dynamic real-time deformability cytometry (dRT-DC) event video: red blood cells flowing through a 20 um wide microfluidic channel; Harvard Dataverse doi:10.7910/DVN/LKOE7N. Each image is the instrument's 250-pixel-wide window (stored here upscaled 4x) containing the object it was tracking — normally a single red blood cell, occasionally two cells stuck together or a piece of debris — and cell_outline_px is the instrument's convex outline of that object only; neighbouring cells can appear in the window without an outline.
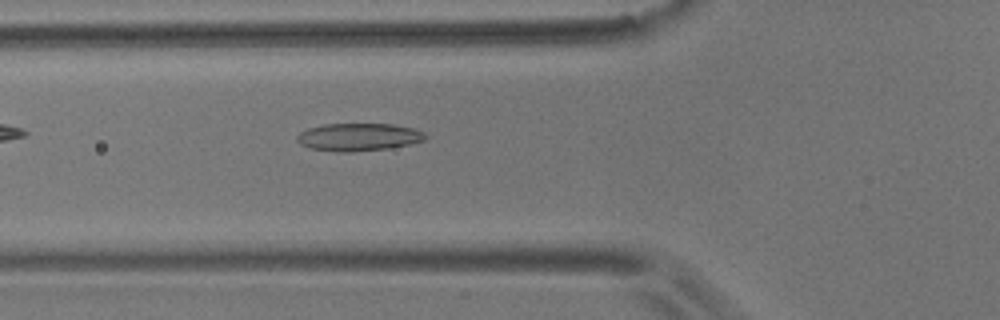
{"species": "common noctule bat (a hibernating species)", "species_latin": "Nyctalus noctula", "temperature_condition": "room temperature", "stored_images_in_passage": 39, "camera_frame_rate_fps": 3000, "um_per_image_px": 0.085, "animal": {"sex": "male", "body_mass_g": 17.9}, "frame": {"image": 1, "passage_image": 3, "time_ms": 0.667, "image_size_px": [1000, 320], "cell_outline_px": [[428, 136], [424, 140], [408, 144], [388, 148], [352, 152], [336, 152], [308, 148], [300, 144], [296, 140], [296, 136], [300, 132], [308, 128], [324, 124], [392, 124], [412, 128], [424, 132]], "centroid_in_image_um": [30.43, 11.65], "position_along_channel_um": 95.4, "area_um2": 20.75}}
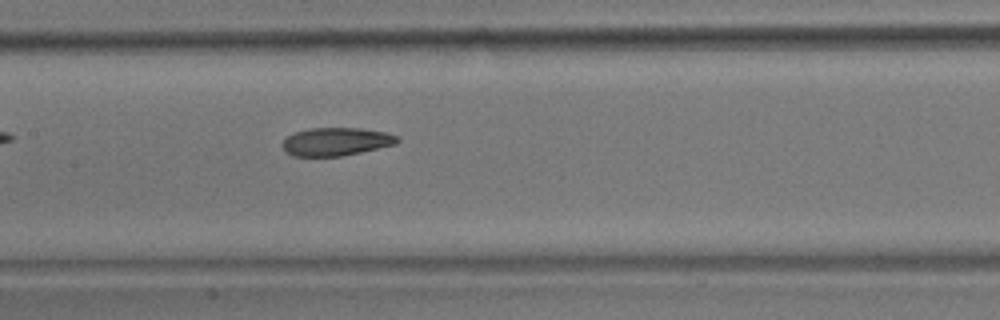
{"frame": {"image": 2, "passage_image": 10, "time_ms": 3.0, "image_size_px": [1000, 320], "cell_outline_px": [[400, 140], [396, 144], [360, 152], [340, 156], [292, 156], [280, 144], [288, 136], [296, 132], [308, 128], [360, 128], [388, 132], [396, 136]], "centroid_in_image_um": [28.58, 12.03], "position_along_channel_um": 178.8, "area_um2": 18.73}}
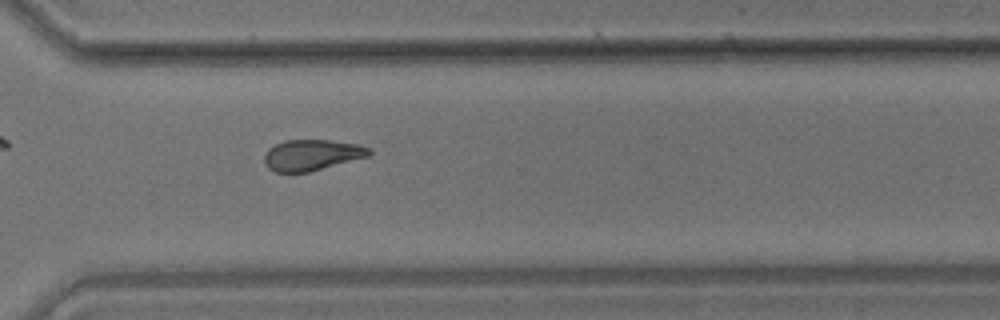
{"frame": {"image": 3, "passage_image": 24, "time_ms": 7.667, "image_size_px": [1000, 320], "cell_outline_px": [[372, 152], [368, 156], [308, 172], [276, 172], [268, 168], [264, 164], [264, 156], [268, 148], [284, 140], [332, 140], [360, 144], [372, 148]], "centroid_in_image_um": [26.51, 13.16], "position_along_channel_um": 344.1, "area_um2": 18.96}, "authors_computed_cell_mechanics": {"area_um2": 19.4208, "velocity_mm_per_s": 3.5552, "shape_relaxation_time_tau1_ms": 9.5876, "shape_relaxation_time_tau2_ms": 3.7838, "deformation_change_tau1": 0.1688, "deformation_change_tau2": 0.101}}